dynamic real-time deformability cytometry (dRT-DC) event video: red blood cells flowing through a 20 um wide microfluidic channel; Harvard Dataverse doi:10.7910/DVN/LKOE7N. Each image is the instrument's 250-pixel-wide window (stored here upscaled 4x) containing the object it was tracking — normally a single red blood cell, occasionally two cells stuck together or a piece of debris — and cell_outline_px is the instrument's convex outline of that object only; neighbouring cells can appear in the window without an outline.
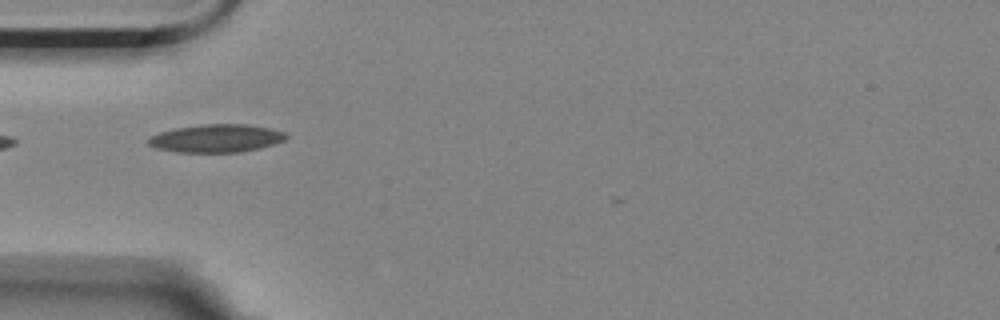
{"species": "Egyptian fruit bat (a non-hibernating species)", "species_latin": "Rousettus aegyptiacus", "temperature_condition": "room temperature", "stored_images_in_passage": 4, "camera_frame_rate_fps": 3000, "um_per_image_px": 0.085, "animal": {"sex": "female"}, "frame": {"image": 1, "passage_image": 1, "time_ms": 0.0, "image_size_px": [1000, 320], "cell_outline_px": [[288, 136], [284, 140], [260, 148], [240, 152], [176, 152], [156, 148], [148, 144], [148, 136], [160, 132], [176, 128], [200, 124], [248, 124], [268, 128], [284, 132]], "centroid_in_image_um": [18.35, 11.75], "position_along_channel_um": 66.6, "area_um2": 22.43}}
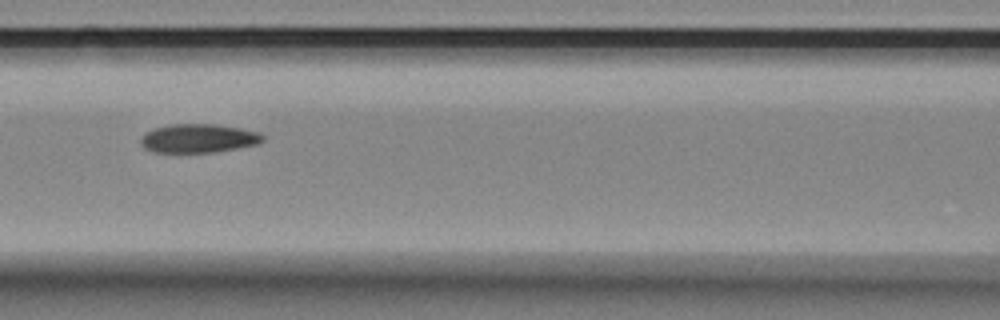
{"frame": {"image": 2, "passage_image": 3, "time_ms": 0.667, "image_size_px": [1000, 320], "cell_outline_px": [[264, 140], [260, 144], [216, 152], [152, 152], [144, 148], [140, 144], [140, 140], [144, 132], [152, 128], [172, 124], [216, 124], [240, 128], [260, 132], [264, 136]], "centroid_in_image_um": [16.87, 11.76], "position_along_channel_um": 149.7, "area_um2": 20.75}}
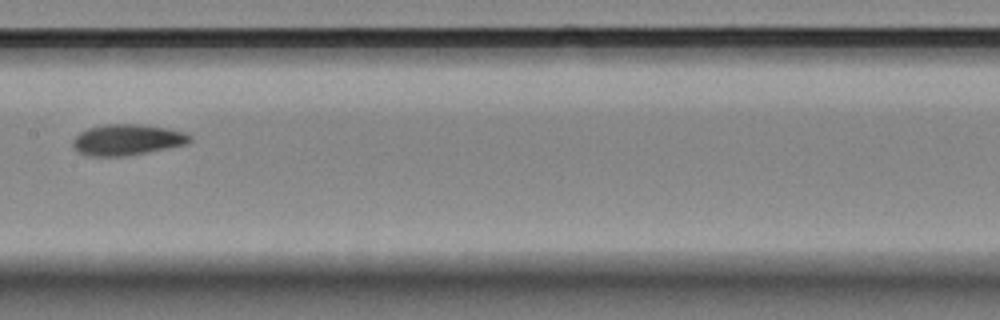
{"frame": {"image": 3, "passage_image": 4, "time_ms": 1.0, "image_size_px": [1000, 320], "cell_outline_px": [[192, 140], [188, 144], [128, 156], [88, 156], [76, 152], [72, 144], [72, 140], [80, 132], [88, 128], [104, 124], [144, 124], [168, 128], [188, 132], [192, 136]], "centroid_in_image_um": [10.84, 11.88], "position_along_channel_um": 196.6, "area_um2": 21.56}}